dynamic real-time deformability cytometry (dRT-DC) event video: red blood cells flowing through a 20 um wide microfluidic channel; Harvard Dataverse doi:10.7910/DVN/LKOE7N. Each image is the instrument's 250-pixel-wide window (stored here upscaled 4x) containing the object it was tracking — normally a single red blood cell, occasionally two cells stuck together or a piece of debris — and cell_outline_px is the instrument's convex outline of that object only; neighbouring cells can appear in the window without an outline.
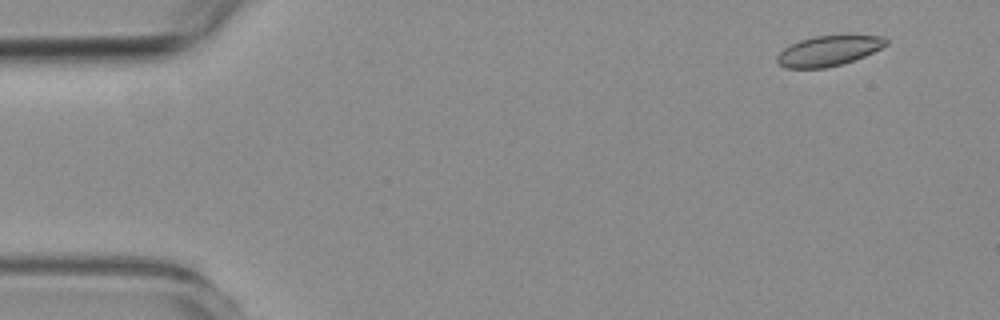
{"species": "common noctule bat (a hibernating species)", "species_latin": "Nyctalus noctula", "temperature_condition": "room temperature", "stored_images_in_passage": 4, "camera_frame_rate_fps": 3000, "um_per_image_px": 0.085, "animal": {"sex": "female", "body_mass_g": 19.3, "forearm_length_mm": 54.1}, "frame": {"image": 1, "passage_image": 1, "time_ms": 0.0, "image_size_px": [1000, 320], "cell_outline_px": [[888, 44], [864, 56], [844, 64], [828, 68], [784, 68], [776, 60], [776, 56], [784, 48], [800, 40], [816, 36], [884, 36], [888, 40]], "centroid_in_image_um": [70.41, 4.34], "position_along_channel_um": 14.6, "area_um2": 19.02}}